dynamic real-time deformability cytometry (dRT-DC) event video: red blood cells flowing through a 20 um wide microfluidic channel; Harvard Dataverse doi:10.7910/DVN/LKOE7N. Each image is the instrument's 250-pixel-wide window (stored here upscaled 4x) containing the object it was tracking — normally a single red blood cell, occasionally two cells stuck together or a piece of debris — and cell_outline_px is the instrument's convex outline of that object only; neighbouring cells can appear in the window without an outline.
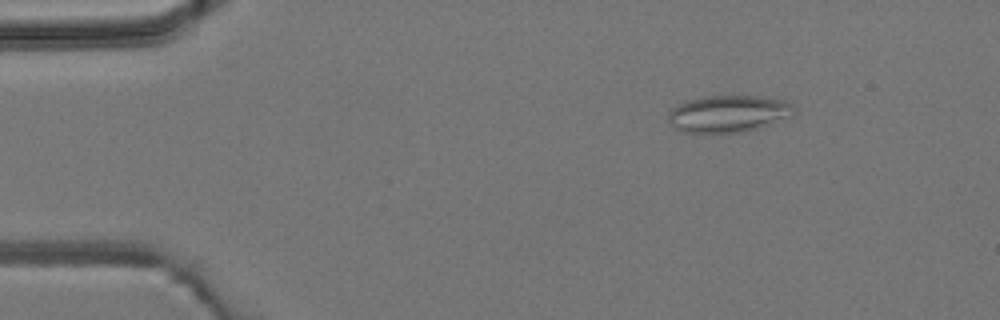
{"species": "common noctule bat (a hibernating species)", "species_latin": "Nyctalus noctula", "temperature_condition": "room temperature", "stored_images_in_passage": 4, "camera_frame_rate_fps": 3000, "um_per_image_px": 0.085, "animal": {"sex": "male", "body_mass_g": 19.2, "forearm_length_mm": 51.8}, "frame": {"image": 1, "passage_image": 2, "time_ms": 1.0, "image_size_px": [1000, 320], "cell_outline_px": [[796, 112], [792, 116], [760, 128], [744, 132], [684, 132], [676, 128], [668, 120], [668, 112], [672, 108], [688, 100], [704, 96], [756, 96], [784, 100], [792, 104], [796, 108]], "centroid_in_image_um": [61.96, 9.66], "position_along_channel_um": 23.0, "area_um2": 27.05}}